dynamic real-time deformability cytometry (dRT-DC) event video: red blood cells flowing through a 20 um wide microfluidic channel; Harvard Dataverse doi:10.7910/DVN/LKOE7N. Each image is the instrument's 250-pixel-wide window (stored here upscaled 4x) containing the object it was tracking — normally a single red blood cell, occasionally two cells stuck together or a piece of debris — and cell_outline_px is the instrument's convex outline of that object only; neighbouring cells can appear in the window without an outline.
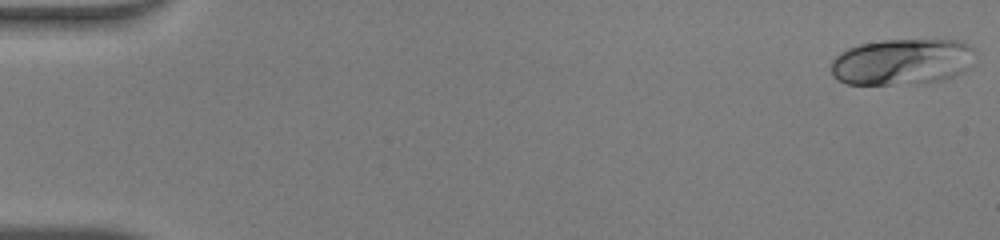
{"species": "human", "species_latin": "Homo sapiens", "temperature_condition": "warm", "stored_images_in_passage": 48, "camera_frame_rate_fps": 3000, "um_per_image_px": 0.085, "donor": {"sex": "male"}, "frame": {"image": 1, "passage_image": 1, "time_ms": 0.0, "image_size_px": [1000, 240], "cell_outline_px": [[976, 64], [964, 72], [944, 80], [920, 84], [848, 84], [836, 80], [832, 76], [832, 60], [840, 52], [848, 48], [860, 44], [880, 40], [964, 40], [976, 48]], "centroid_in_image_um": [76.78, 5.25], "position_along_channel_um": 8.2, "area_um2": 39.88}}
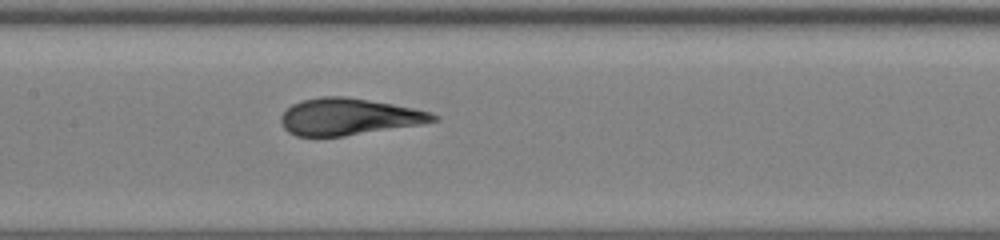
{"frame": {"image": 2, "passage_image": 24, "time_ms": 7.667, "image_size_px": [1000, 240], "cell_outline_px": [[440, 120], [420, 124], [344, 136], [296, 136], [288, 132], [284, 128], [280, 120], [280, 116], [292, 104], [300, 100], [320, 96], [348, 96], [392, 104], [432, 112], [440, 116]], "centroid_in_image_um": [29.64, 9.91], "position_along_channel_um": 177.8, "area_um2": 32.66}}
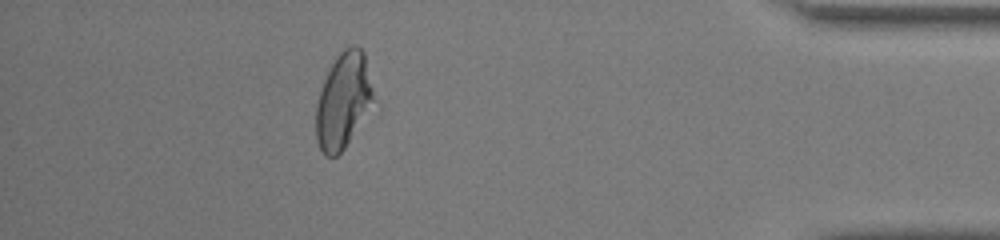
{"frame": {"image": 3, "passage_image": 43, "time_ms": 14.0, "image_size_px": [1000, 240], "cell_outline_px": [[380, 112], [336, 156], [324, 156], [316, 140], [316, 104], [324, 80], [336, 56], [348, 44], [356, 44], [364, 52], [380, 104]], "centroid_in_image_um": [29.36, 8.61], "position_along_channel_um": 405.8, "area_um2": 34.8}, "authors_computed_cell_mechanics": {"area_um2": 33.3217, "velocity_mm_per_s": 4.3184, "shape_relaxation_time_tau1_ms": 4.793, "shape_relaxation_time_tau2_ms": null, "deformation_change_tau1": 0.2445, "deformation_change_tau2": null}}